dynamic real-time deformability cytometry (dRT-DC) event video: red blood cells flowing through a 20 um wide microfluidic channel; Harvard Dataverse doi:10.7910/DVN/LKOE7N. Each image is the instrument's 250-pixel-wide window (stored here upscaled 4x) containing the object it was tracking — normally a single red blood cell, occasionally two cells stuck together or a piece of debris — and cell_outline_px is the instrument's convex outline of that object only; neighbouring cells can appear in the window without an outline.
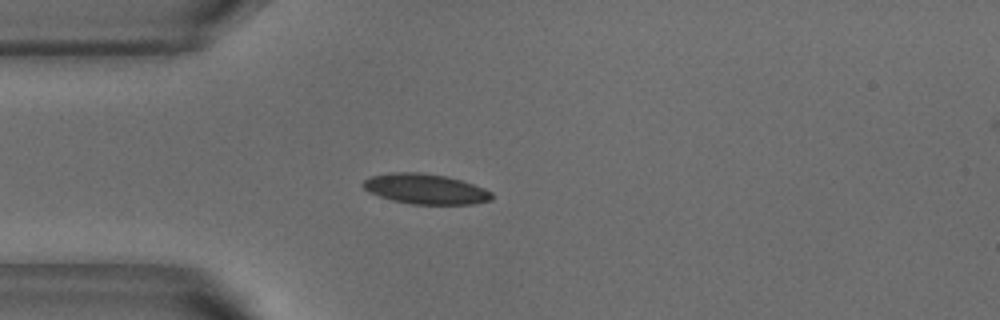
{"species": "common noctule bat (a hibernating species)", "species_latin": "Nyctalus noctula", "temperature_condition": "warm", "stored_images_in_passage": 52, "camera_frame_rate_fps": 3000, "um_per_image_px": 0.085, "animal": {"sex": "male", "body_mass_g": 18.8}, "frame": {"image": 1, "passage_image": 13, "time_ms": 4.0, "image_size_px": [1000, 320], "cell_outline_px": [[492, 200], [472, 204], [412, 204], [392, 200], [368, 192], [360, 184], [364, 180], [372, 176], [392, 172], [420, 172], [448, 176], [484, 188], [492, 192]], "centroid_in_image_um": [36.15, 16.06], "position_along_channel_um": 48.8, "area_um2": 22.66}}
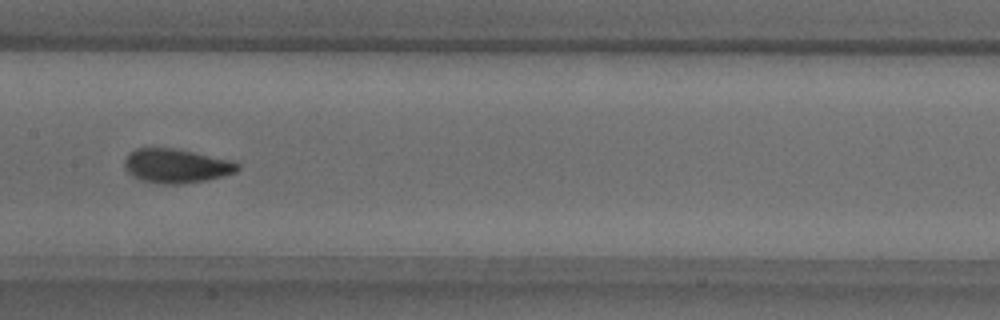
{"frame": {"image": 2, "passage_image": 25, "time_ms": 8.0, "image_size_px": [1000, 320], "cell_outline_px": [[240, 168], [236, 172], [204, 180], [180, 184], [160, 184], [140, 180], [128, 172], [124, 168], [124, 160], [136, 148], [172, 148], [232, 160], [240, 164]], "centroid_in_image_um": [14.97, 14.1], "position_along_channel_um": 192.4, "area_um2": 22.25}}
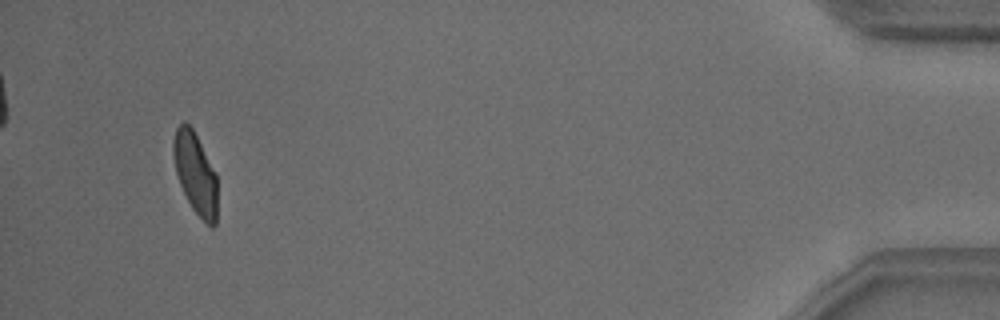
{"frame": {"image": 3, "passage_image": 49, "time_ms": 16.0, "image_size_px": [1000, 320], "cell_outline_px": [[216, 224], [212, 228], [192, 208], [180, 184], [176, 172], [172, 152], [172, 140], [176, 128], [184, 120], [192, 128], [216, 172]], "centroid_in_image_um": [16.59, 14.69], "position_along_channel_um": 418.6, "area_um2": 20.63}, "authors_computed_cell_mechanics": {"area_um2": 21.7617, "velocity_mm_per_s": 3.7974, "shape_relaxation_time_tau1_ms": 4.0997, "shape_relaxation_time_tau2_ms": 0.8812, "deformation_change_tau1": 0.1396, "deformation_change_tau2": 0.054}}